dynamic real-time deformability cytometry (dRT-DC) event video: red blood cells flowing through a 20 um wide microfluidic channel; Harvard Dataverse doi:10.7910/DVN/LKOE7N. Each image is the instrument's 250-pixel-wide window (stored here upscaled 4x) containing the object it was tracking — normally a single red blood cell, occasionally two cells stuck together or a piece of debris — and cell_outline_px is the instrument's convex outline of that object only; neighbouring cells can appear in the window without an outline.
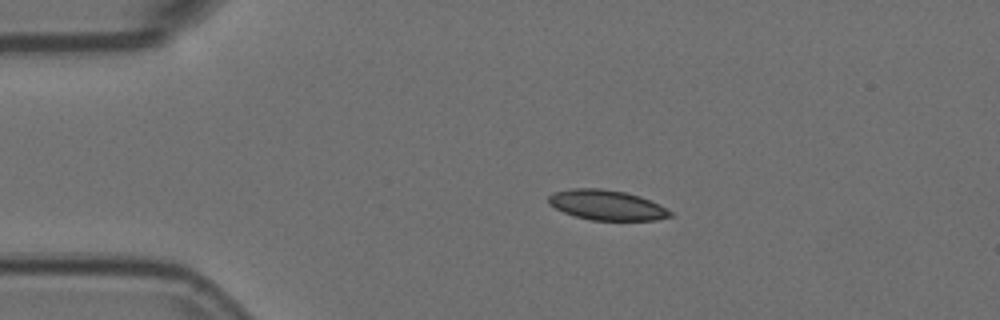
{"species": "Egyptian fruit bat (a non-hibernating species)", "species_latin": "Rousettus aegyptiacus", "temperature_condition": "room temperature", "stored_images_in_passage": 13, "camera_frame_rate_fps": 3000, "um_per_image_px": 0.085, "animal": {"sex": "female"}, "frame": {"image": 1, "passage_image": 1, "time_ms": 0.0, "image_size_px": [1000, 320], "cell_outline_px": [[672, 216], [656, 220], [592, 220], [576, 216], [564, 212], [548, 204], [548, 196], [556, 192], [572, 188], [600, 188], [624, 192], [640, 196], [660, 204], [672, 212]], "centroid_in_image_um": [51.59, 17.43], "position_along_channel_um": 33.4, "area_um2": 21.21}}
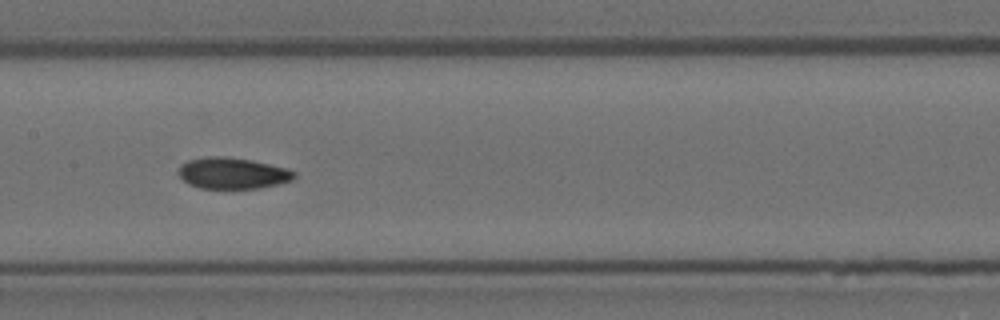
{"frame": {"image": 2, "passage_image": 6, "time_ms": 1.667, "image_size_px": [1000, 320], "cell_outline_px": [[296, 176], [292, 180], [280, 184], [260, 188], [200, 188], [188, 184], [180, 176], [180, 168], [188, 160], [208, 156], [220, 156], [248, 160], [288, 168], [296, 172]], "centroid_in_image_um": [19.81, 14.73], "position_along_channel_um": 187.6, "area_um2": 20.81}}
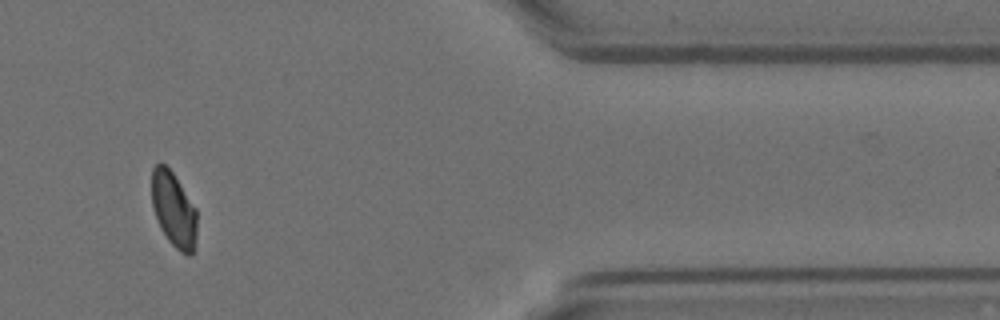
{"frame": {"image": 3, "passage_image": 11, "time_ms": 3.333, "image_size_px": [1000, 320], "cell_outline_px": [[196, 236], [192, 252], [188, 256], [180, 252], [168, 240], [160, 228], [152, 204], [152, 168], [156, 164], [164, 164], [172, 172], [196, 208]], "centroid_in_image_um": [14.76, 17.82], "position_along_channel_um": 396.6, "area_um2": 19.48}}